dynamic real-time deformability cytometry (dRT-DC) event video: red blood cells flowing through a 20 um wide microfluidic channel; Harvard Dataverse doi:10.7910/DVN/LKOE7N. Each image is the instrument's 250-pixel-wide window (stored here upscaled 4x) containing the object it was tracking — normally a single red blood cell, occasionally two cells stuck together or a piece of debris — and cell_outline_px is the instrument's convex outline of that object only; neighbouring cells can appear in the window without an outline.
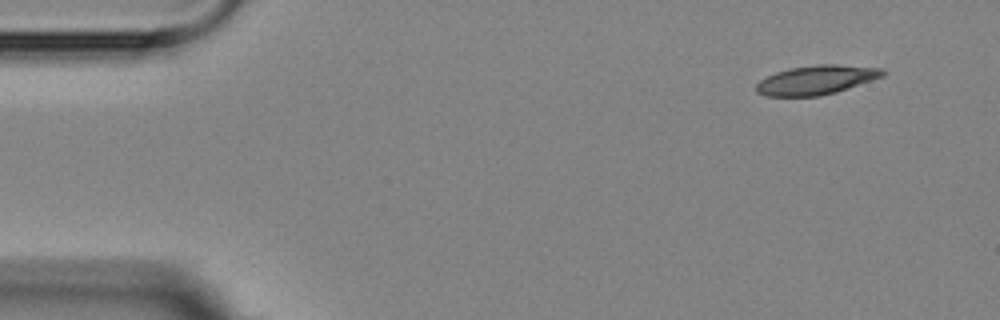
{"species": "Egyptian fruit bat (a non-hibernating species)", "species_latin": "Rousettus aegyptiacus", "temperature_condition": "room temperature", "stored_images_in_passage": 3, "camera_frame_rate_fps": 3000, "um_per_image_px": 0.085, "animal": {"sex": "female"}, "frame": {"image": 1, "passage_image": 1, "time_ms": 0.0, "image_size_px": [1000, 320], "cell_outline_px": [[888, 72], [884, 76], [836, 92], [820, 96], [764, 96], [756, 92], [756, 84], [760, 80], [776, 72], [788, 68], [816, 64], [836, 64], [884, 68]], "centroid_in_image_um": [69.41, 6.78], "position_along_channel_um": 15.6, "area_um2": 21.68}}